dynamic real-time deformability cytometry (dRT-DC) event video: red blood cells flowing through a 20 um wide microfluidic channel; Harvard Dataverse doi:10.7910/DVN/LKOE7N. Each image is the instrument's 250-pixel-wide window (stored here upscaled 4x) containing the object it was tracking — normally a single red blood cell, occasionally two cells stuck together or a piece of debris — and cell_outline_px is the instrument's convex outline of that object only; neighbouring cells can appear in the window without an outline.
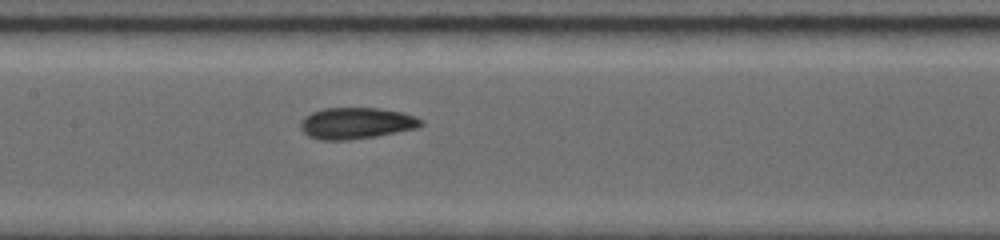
{"species": "common noctule bat (a hibernating species)", "species_latin": "Nyctalus noctula", "temperature_condition": "room temperature", "stored_images_in_passage": 14, "camera_frame_rate_fps": 5000, "um_per_image_px": 0.085, "animal": {"sex": "female", "body_mass_g": 19.0, "forearm_length_mm": 56.7}, "frame": {"image": 1, "passage_image": 12, "time_ms": 5.6, "image_size_px": [1000, 240], "cell_outline_px": [[424, 124], [412, 128], [372, 136], [340, 140], [324, 140], [308, 136], [300, 128], [300, 124], [304, 116], [312, 112], [324, 108], [380, 108], [400, 112], [424, 120]], "centroid_in_image_um": [30.21, 10.45], "position_along_channel_um": 177.2, "area_um2": 21.44}}